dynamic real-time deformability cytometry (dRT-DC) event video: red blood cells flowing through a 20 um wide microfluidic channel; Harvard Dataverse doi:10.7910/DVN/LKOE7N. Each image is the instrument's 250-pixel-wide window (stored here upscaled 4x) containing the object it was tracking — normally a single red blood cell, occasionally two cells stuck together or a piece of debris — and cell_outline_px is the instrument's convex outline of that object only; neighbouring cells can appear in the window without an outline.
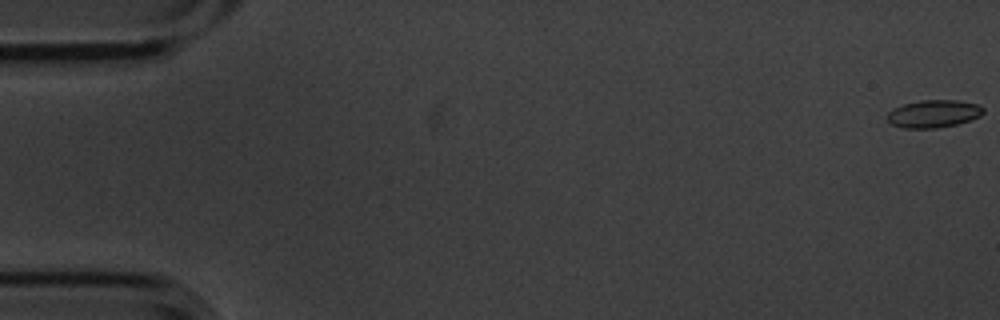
{"species": "common noctule bat (a hibernating species)", "species_latin": "Nyctalus noctula", "temperature_condition": "cold", "stored_images_in_passage": 11, "camera_frame_rate_fps": 3000, "um_per_image_px": 0.085, "animal": {"sex": "male", "body_mass_g": 20.1, "forearm_length_mm": 53.5}, "frame": {"image": 1, "passage_image": 1, "time_ms": 0.0, "image_size_px": [1000, 320], "cell_outline_px": [[984, 112], [980, 116], [956, 124], [936, 128], [904, 128], [892, 124], [888, 120], [888, 112], [892, 108], [904, 104], [920, 100], [956, 100], [980, 104], [984, 108]], "centroid_in_image_um": [79.36, 9.65], "position_along_channel_um": 5.6, "area_um2": 15.43}}
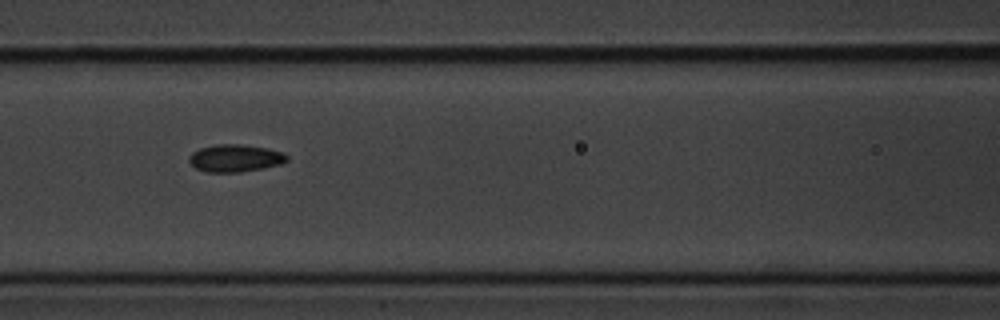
{"frame": {"image": 2, "passage_image": 7, "time_ms": 2.0, "image_size_px": [1000, 320], "cell_outline_px": [[288, 160], [280, 164], [240, 172], [208, 172], [196, 168], [188, 160], [188, 156], [192, 152], [200, 148], [216, 144], [240, 144], [268, 148], [284, 152], [288, 156]], "centroid_in_image_um": [19.99, 13.43], "position_along_channel_um": 146.6, "area_um2": 15.61}}
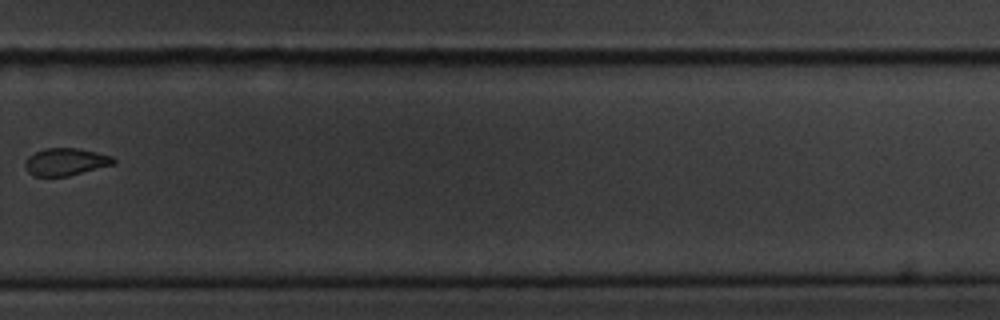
{"frame": {"image": 3, "passage_image": 11, "time_ms": 3.333, "image_size_px": [1000, 320], "cell_outline_px": [[116, 164], [68, 176], [32, 176], [28, 172], [24, 164], [28, 156], [44, 148], [76, 148], [96, 152], [112, 156], [116, 160]], "centroid_in_image_um": [5.59, 13.76], "position_along_channel_um": 324.2, "area_um2": 14.16}}